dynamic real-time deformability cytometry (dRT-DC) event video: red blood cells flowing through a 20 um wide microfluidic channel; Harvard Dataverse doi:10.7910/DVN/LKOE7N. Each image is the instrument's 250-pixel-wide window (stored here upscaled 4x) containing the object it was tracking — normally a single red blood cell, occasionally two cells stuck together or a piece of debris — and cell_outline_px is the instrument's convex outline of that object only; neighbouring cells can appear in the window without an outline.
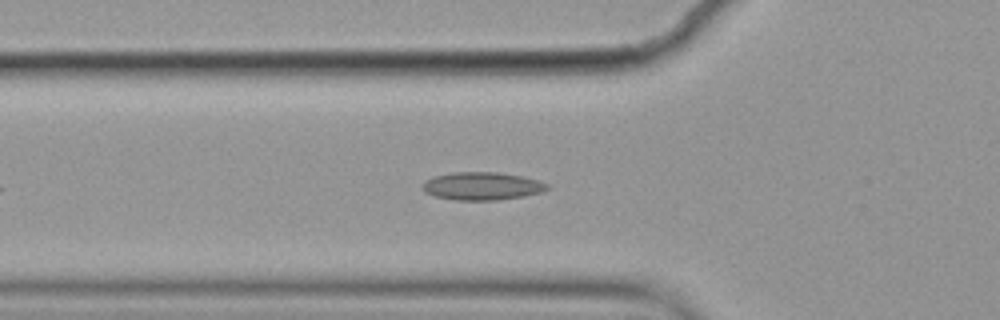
{"species": "common noctule bat (a hibernating species)", "species_latin": "Nyctalus noctula", "temperature_condition": "cold", "stored_images_in_passage": 45, "camera_frame_rate_fps": 3000, "um_per_image_px": 0.085, "animal": {"sex": "female", "body_mass_g": 19.9}, "frame": {"image": 1, "passage_image": 10, "time_ms": 3.0, "image_size_px": [1000, 320], "cell_outline_px": [[552, 188], [540, 192], [524, 196], [496, 200], [456, 200], [436, 196], [424, 192], [420, 188], [420, 184], [424, 180], [432, 176], [452, 172], [496, 172], [524, 176], [552, 184]], "centroid_in_image_um": [40.97, 15.8], "position_along_channel_um": 84.8, "area_um2": 20.69}}
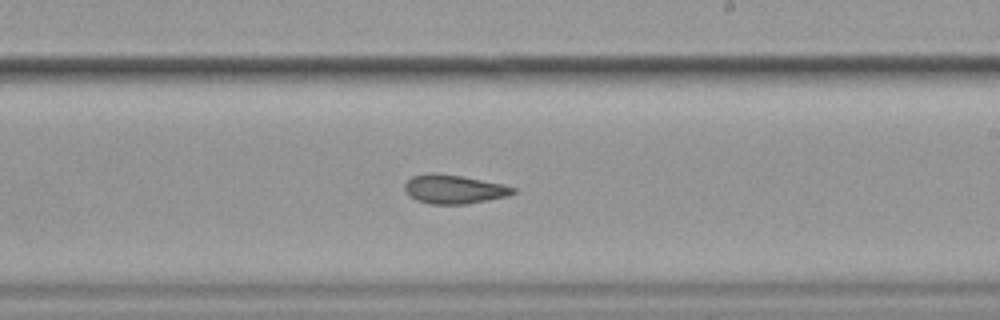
{"frame": {"image": 2, "passage_image": 24, "time_ms": 7.667, "image_size_px": [1000, 320], "cell_outline_px": [[516, 192], [508, 196], [488, 200], [464, 204], [432, 204], [416, 200], [404, 188], [404, 184], [412, 176], [428, 172], [436, 172], [460, 176], [500, 184], [516, 188]], "centroid_in_image_um": [38.57, 16.08], "position_along_channel_um": 250.4, "area_um2": 18.03}}
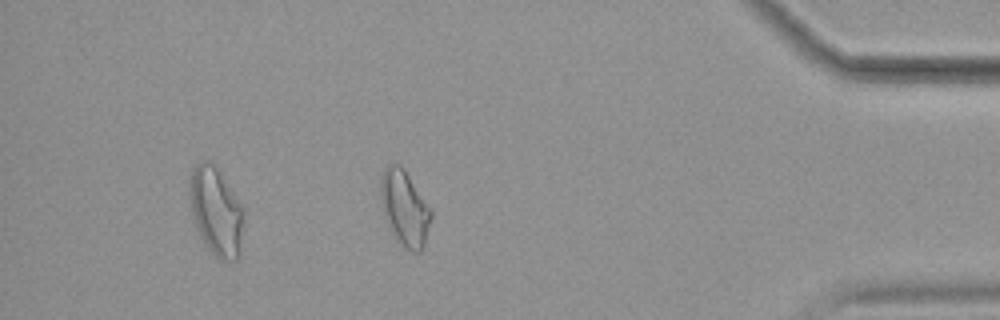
{"frame": {"image": 3, "passage_image": 40, "time_ms": 13.0, "image_size_px": [1000, 320], "cell_outline_px": [[432, 216], [424, 244], [420, 252], [412, 252], [404, 248], [392, 232], [384, 216], [380, 204], [380, 176], [384, 168], [388, 164], [400, 164], [404, 168], [432, 208]], "centroid_in_image_um": [34.39, 17.65], "position_along_channel_um": 400.8, "area_um2": 22.48}}